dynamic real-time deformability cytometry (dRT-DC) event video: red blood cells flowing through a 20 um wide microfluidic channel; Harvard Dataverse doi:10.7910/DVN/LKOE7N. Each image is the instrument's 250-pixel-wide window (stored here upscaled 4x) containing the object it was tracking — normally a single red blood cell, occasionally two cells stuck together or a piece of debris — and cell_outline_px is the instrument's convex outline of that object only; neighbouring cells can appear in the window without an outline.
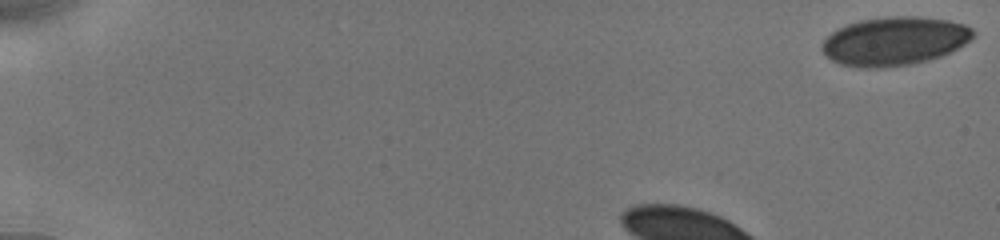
{"species": "human", "species_latin": "Homo sapiens", "temperature_condition": "cold", "stored_images_in_passage": 17, "camera_frame_rate_fps": 3000, "um_per_image_px": 0.085, "donor": {"sex": "male"}, "frame": {"image": 1, "passage_image": 1, "time_ms": 0.0, "image_size_px": [1000, 240], "cell_outline_px": [[976, 36], [972, 40], [940, 56], [928, 60], [912, 64], [888, 68], [860, 68], [840, 64], [832, 60], [820, 48], [820, 44], [836, 28], [860, 20], [888, 16], [916, 16], [948, 20], [964, 24], [972, 28], [976, 32]], "centroid_in_image_um": [76.03, 3.49], "position_along_channel_um": 9.0, "area_um2": 43.12}}
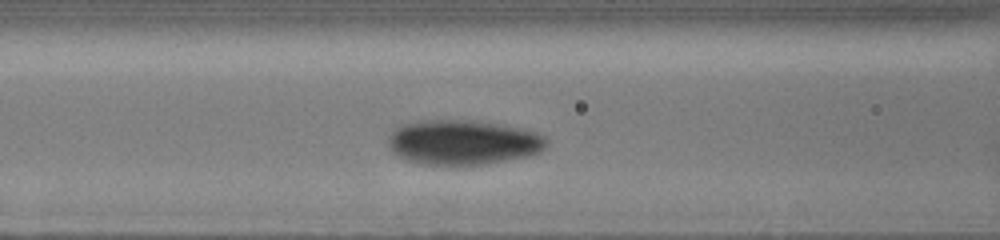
{"frame": {"image": 2, "passage_image": 14, "time_ms": 5.333, "image_size_px": [1000, 240], "cell_outline_px": [[548, 144], [540, 152], [528, 156], [484, 164], [420, 164], [404, 160], [392, 152], [388, 144], [388, 136], [400, 124], [420, 120], [468, 120], [496, 124], [536, 132], [544, 136], [548, 140]], "centroid_in_image_um": [39.31, 12.1], "position_along_channel_um": 127.3, "area_um2": 41.21}}
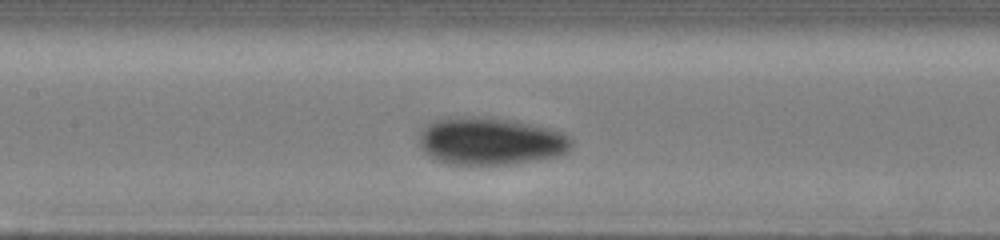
{"frame": {"image": 3, "passage_image": 16, "time_ms": 6.333, "image_size_px": [1000, 240], "cell_outline_px": [[572, 144], [568, 152], [556, 156], [536, 160], [512, 164], [452, 164], [436, 160], [428, 156], [420, 148], [420, 128], [432, 120], [440, 116], [492, 116], [516, 120], [564, 132], [572, 136]], "centroid_in_image_um": [41.66, 11.96], "position_along_channel_um": 165.7, "area_um2": 43.23}}